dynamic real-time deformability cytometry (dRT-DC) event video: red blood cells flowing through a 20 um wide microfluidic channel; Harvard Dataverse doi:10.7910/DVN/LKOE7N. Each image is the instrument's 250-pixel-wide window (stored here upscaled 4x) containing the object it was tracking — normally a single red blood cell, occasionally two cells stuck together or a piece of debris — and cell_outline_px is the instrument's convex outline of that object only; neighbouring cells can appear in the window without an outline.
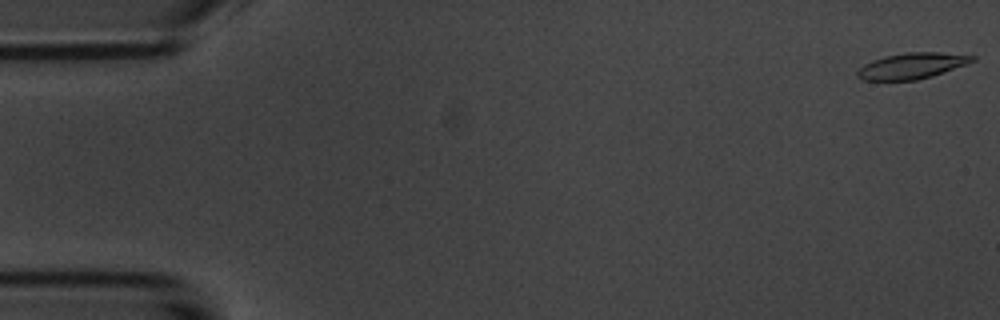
{"species": "common noctule bat (a hibernating species)", "species_latin": "Nyctalus noctula", "temperature_condition": "room temperature", "stored_images_in_passage": 4, "camera_frame_rate_fps": 3000, "um_per_image_px": 0.085, "animal": {"sex": "male", "body_mass_g": 20.1, "forearm_length_mm": 53.5}, "frame": {"image": 1, "passage_image": 1, "time_ms": 0.0, "image_size_px": [1000, 320], "cell_outline_px": [[976, 60], [932, 76], [916, 80], [864, 80], [856, 76], [856, 72], [864, 64], [872, 60], [884, 56], [908, 52], [940, 52], [976, 56]], "centroid_in_image_um": [77.49, 5.59], "position_along_channel_um": 7.5, "area_um2": 17.22}}
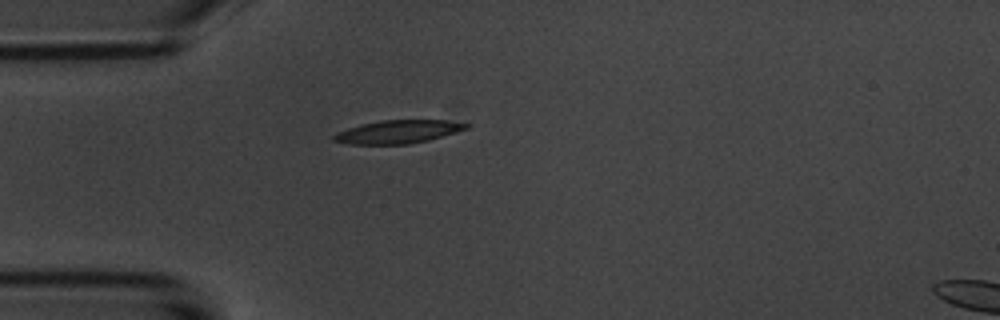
{"frame": {"image": 2, "passage_image": 4, "time_ms": 4.667, "image_size_px": [1000, 320], "cell_outline_px": [[472, 124], [468, 128], [456, 132], [428, 140], [408, 144], [348, 144], [332, 140], [332, 136], [336, 132], [360, 124], [380, 120], [444, 120]], "centroid_in_image_um": [33.81, 11.19], "position_along_channel_um": 51.2, "area_um2": 17.92}}